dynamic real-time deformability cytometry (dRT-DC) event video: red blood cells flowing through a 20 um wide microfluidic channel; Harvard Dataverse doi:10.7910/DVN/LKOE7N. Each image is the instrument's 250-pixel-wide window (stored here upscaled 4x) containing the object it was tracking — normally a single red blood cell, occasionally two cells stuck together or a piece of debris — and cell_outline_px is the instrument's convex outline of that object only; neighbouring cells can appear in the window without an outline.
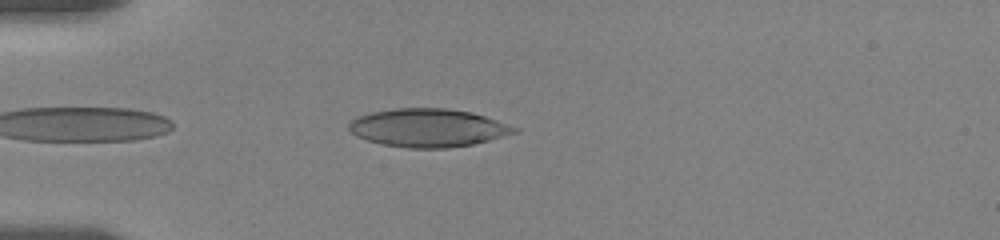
{"species": "human", "species_latin": "Homo sapiens", "temperature_condition": "room temperature", "stored_images_in_passage": 12, "camera_frame_rate_fps": 3000, "um_per_image_px": 0.085, "donor": {"sex": "female"}, "frame": {"image": 1, "passage_image": 2, "time_ms": 0.333, "image_size_px": [1000, 240], "cell_outline_px": [[520, 128], [516, 132], [488, 140], [472, 144], [448, 148], [408, 148], [380, 144], [356, 136], [348, 128], [348, 124], [356, 116], [372, 112], [396, 108], [448, 108], [472, 112]], "centroid_in_image_um": [36.35, 10.86], "position_along_channel_um": 48.6, "area_um2": 36.76}}
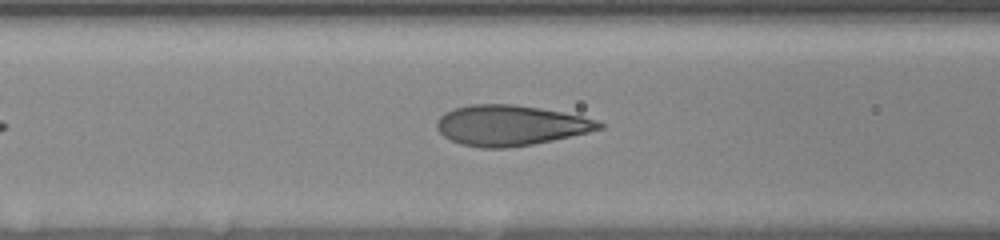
{"frame": {"image": 2, "passage_image": 9, "time_ms": 2.667, "image_size_px": [1000, 240], "cell_outline_px": [[604, 128], [588, 132], [552, 140], [532, 144], [508, 148], [484, 148], [460, 144], [444, 136], [436, 128], [436, 120], [444, 112], [452, 108], [472, 104], [512, 104], [540, 108], [580, 116], [596, 120], [604, 124]], "centroid_in_image_um": [43.34, 10.65], "position_along_channel_um": 123.3, "area_um2": 38.09}}
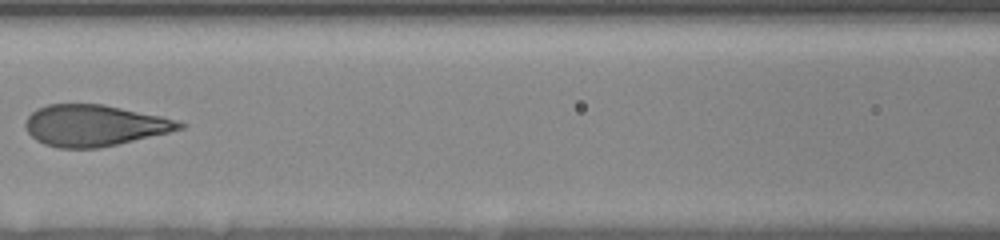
{"frame": {"image": 3, "passage_image": 11, "time_ms": 3.333, "image_size_px": [1000, 240], "cell_outline_px": [[184, 128], [168, 132], [100, 148], [56, 148], [44, 144], [36, 140], [28, 132], [24, 124], [28, 116], [36, 108], [48, 104], [104, 104], [160, 116], [176, 120], [184, 124]], "centroid_in_image_um": [7.97, 10.66], "position_along_channel_um": 158.6, "area_um2": 36.88}}